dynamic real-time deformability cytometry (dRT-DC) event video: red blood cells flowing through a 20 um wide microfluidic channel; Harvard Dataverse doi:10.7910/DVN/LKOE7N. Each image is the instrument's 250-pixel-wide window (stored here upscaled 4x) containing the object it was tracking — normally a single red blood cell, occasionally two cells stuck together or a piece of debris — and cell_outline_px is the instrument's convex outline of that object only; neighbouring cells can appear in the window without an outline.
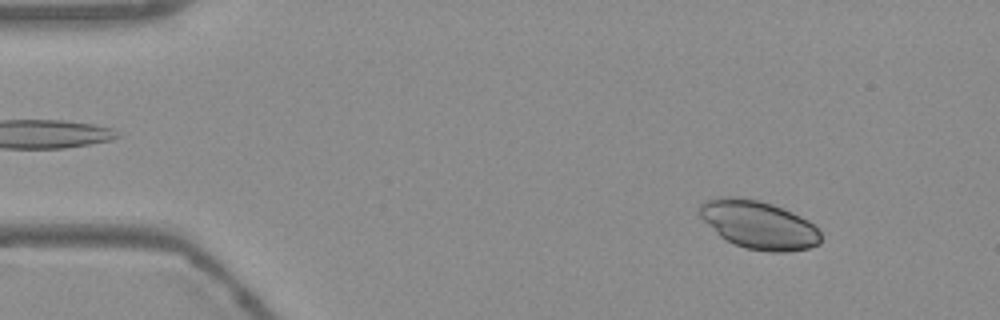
{"species": "Egyptian fruit bat (a non-hibernating species)", "species_latin": "Rousettus aegyptiacus", "temperature_condition": "warm", "stored_images_in_passage": 55, "segment_of_instrument_passage": [1, 2], "camera_frame_rate_fps": 3000, "um_per_image_px": 0.085, "frame": {"image": 1, "passage_image": 6, "time_ms": 1.667, "image_size_px": [1000, 320], "cell_outline_px": [[820, 244], [808, 248], [788, 252], [768, 252], [744, 248], [724, 240], [700, 216], [696, 208], [700, 204], [708, 200], [720, 196], [736, 196], [760, 200], [772, 204], [792, 212], [808, 220], [820, 232]], "centroid_in_image_um": [64.46, 19.1], "position_along_channel_um": 20.5, "area_um2": 34.22}}
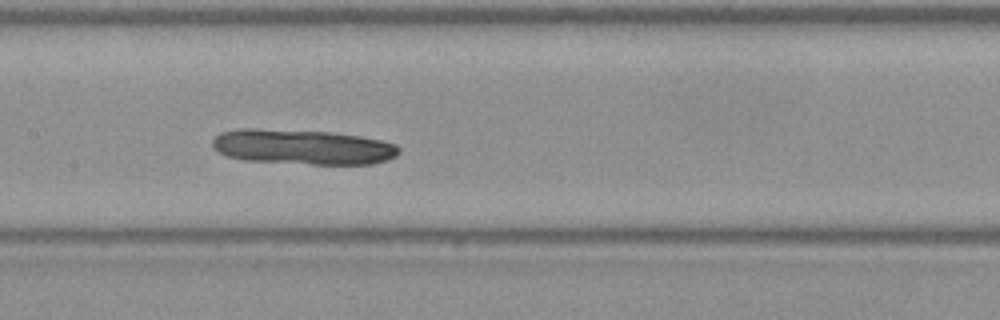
{"frame": {"image": 2, "passage_image": 26, "time_ms": 8.333, "image_size_px": [1000, 320], "cell_outline_px": [[400, 152], [396, 156], [388, 160], [372, 164], [312, 164], [244, 160], [228, 156], [212, 148], [212, 140], [220, 132], [240, 128], [256, 128], [328, 132], [356, 136], [380, 140], [396, 144], [400, 148]], "centroid_in_image_um": [25.71, 12.49], "position_along_channel_um": 181.7, "area_um2": 38.09}}
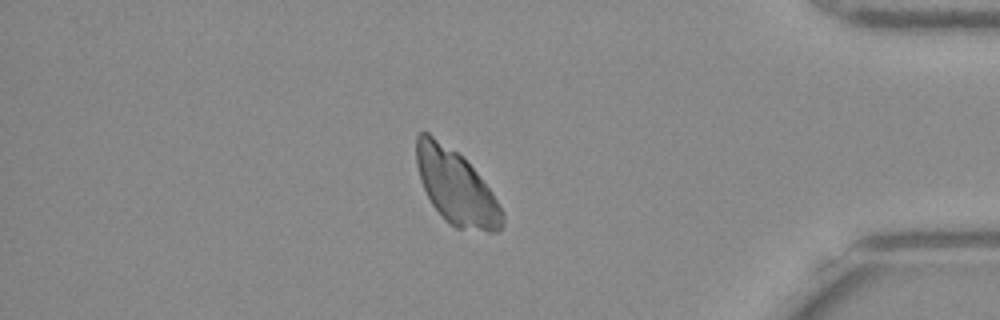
{"frame": {"image": 3, "passage_image": 46, "time_ms": 15.0, "image_size_px": [1000, 320], "cell_outline_px": [[504, 224], [496, 232], [488, 232], [456, 228], [432, 204], [420, 180], [416, 164], [416, 136], [420, 132], [428, 132], [456, 152], [476, 172], [492, 192], [504, 212]], "centroid_in_image_um": [38.77, 15.91], "position_along_channel_um": 396.4, "area_um2": 36.65}}